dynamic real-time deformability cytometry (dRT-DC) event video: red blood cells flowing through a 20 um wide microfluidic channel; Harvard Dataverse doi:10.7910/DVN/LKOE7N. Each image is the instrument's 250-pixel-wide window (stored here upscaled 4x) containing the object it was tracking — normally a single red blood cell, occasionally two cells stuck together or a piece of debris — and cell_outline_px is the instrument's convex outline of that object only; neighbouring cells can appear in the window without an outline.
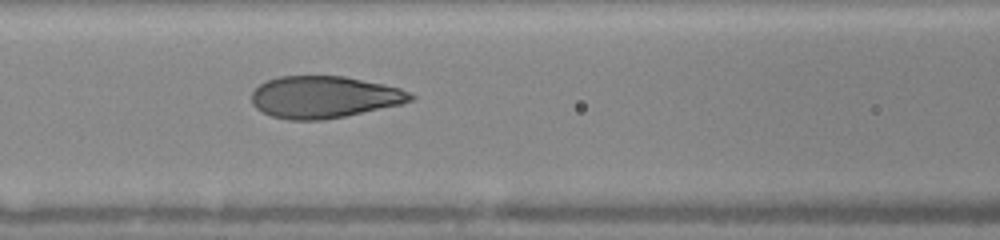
{"species": "human", "species_latin": "Homo sapiens", "temperature_condition": "warm", "stored_images_in_passage": 15, "camera_frame_rate_fps": 3000, "um_per_image_px": 0.085, "donor": {"sex": "female"}, "frame": {"image": 1, "passage_image": 15, "time_ms": 7.0, "image_size_px": [1000, 240], "cell_outline_px": [[416, 96], [412, 100], [400, 104], [344, 116], [324, 120], [288, 120], [272, 116], [256, 108], [252, 104], [252, 92], [260, 84], [268, 80], [280, 76], [344, 76], [400, 88]], "centroid_in_image_um": [27.52, 8.25], "position_along_channel_um": 139.1, "area_um2": 38.55}}